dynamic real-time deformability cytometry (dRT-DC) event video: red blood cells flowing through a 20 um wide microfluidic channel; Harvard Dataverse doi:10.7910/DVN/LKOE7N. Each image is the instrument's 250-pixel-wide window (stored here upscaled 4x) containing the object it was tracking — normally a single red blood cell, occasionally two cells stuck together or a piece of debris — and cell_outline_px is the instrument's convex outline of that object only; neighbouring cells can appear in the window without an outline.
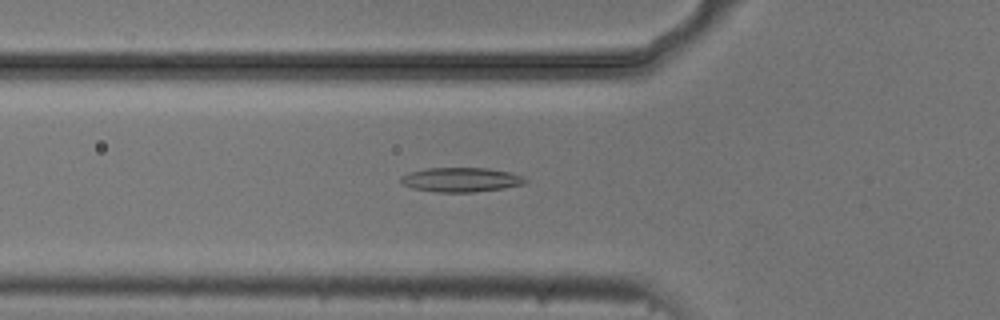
{"species": "common noctule bat (a hibernating species)", "species_latin": "Nyctalus noctula", "temperature_condition": "cold", "stored_images_in_passage": 42, "camera_frame_rate_fps": 3000, "um_per_image_px": 0.085, "animal": {"sex": "male", "body_mass_g": 20.5, "forearm_length_mm": 52.5}, "frame": {"image": 1, "passage_image": 7, "time_ms": 2.0, "image_size_px": [1000, 320], "cell_outline_px": [[528, 180], [524, 184], [504, 188], [476, 192], [436, 192], [412, 188], [404, 184], [400, 180], [400, 176], [408, 172], [428, 168], [488, 168], [512, 172], [524, 176]], "centroid_in_image_um": [39.22, 15.27], "position_along_channel_um": 86.6, "area_um2": 17.86}}
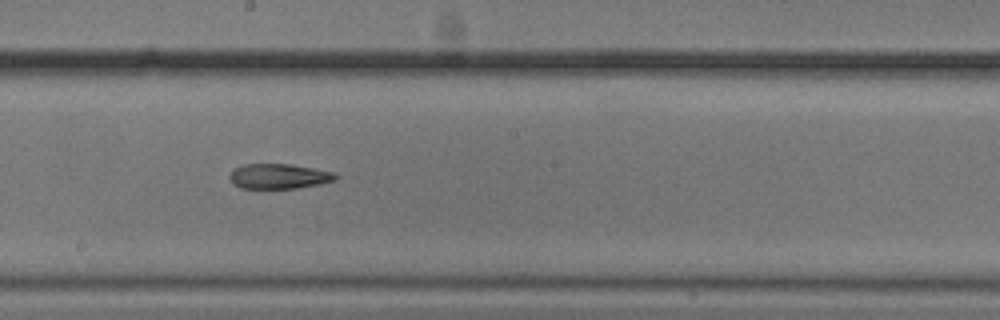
{"frame": {"image": 2, "passage_image": 18, "time_ms": 5.667, "image_size_px": [1000, 320], "cell_outline_px": [[340, 176], [336, 180], [320, 184], [296, 188], [240, 188], [232, 184], [228, 176], [236, 168], [244, 164], [292, 164], [316, 168], [336, 172]], "centroid_in_image_um": [23.76, 14.98], "position_along_channel_um": 224.4, "area_um2": 15.66}}
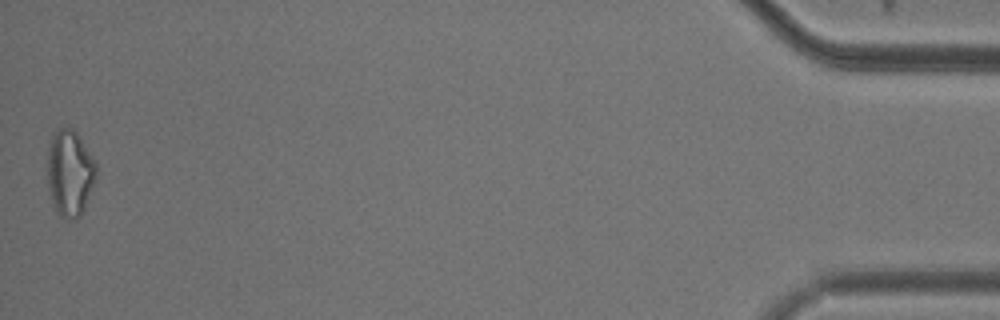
{"frame": {"image": 3, "passage_image": 42, "time_ms": 13.667, "image_size_px": [1000, 320], "cell_outline_px": [[96, 176], [84, 208], [80, 216], [76, 220], [68, 220], [60, 216], [52, 200], [48, 188], [48, 144], [56, 128], [68, 124], [76, 132], [96, 160]], "centroid_in_image_um": [5.93, 14.65], "position_along_channel_um": 429.3, "area_um2": 24.74}}